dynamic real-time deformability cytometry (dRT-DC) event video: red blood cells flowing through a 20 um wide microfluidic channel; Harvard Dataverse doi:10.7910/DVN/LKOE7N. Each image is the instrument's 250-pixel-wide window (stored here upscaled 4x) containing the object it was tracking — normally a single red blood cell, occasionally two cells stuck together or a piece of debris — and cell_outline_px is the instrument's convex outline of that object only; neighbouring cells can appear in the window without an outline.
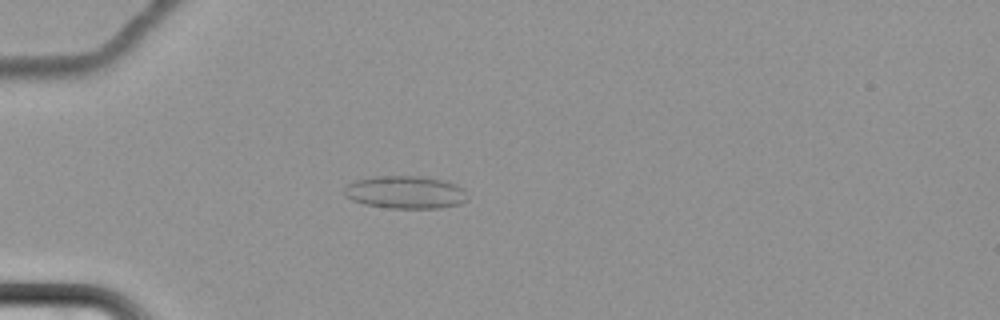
{"species": "common noctule bat (a hibernating species)", "species_latin": "Nyctalus noctula", "temperature_condition": "cold", "stored_images_in_passage": 65, "camera_frame_rate_fps": 3000, "um_per_image_px": 0.085, "animal": {"sex": "female", "body_mass_g": 22.7, "forearm_length_mm": 54.2}, "frame": {"image": 1, "passage_image": 22, "time_ms": 7.0, "image_size_px": [1000, 320], "cell_outline_px": [[468, 200], [460, 204], [440, 208], [388, 208], [364, 204], [352, 200], [344, 196], [344, 188], [348, 184], [356, 180], [376, 176], [420, 176], [444, 180], [456, 184], [464, 188], [468, 196]], "centroid_in_image_um": [34.48, 16.34], "position_along_channel_um": 50.5, "area_um2": 23.76}}
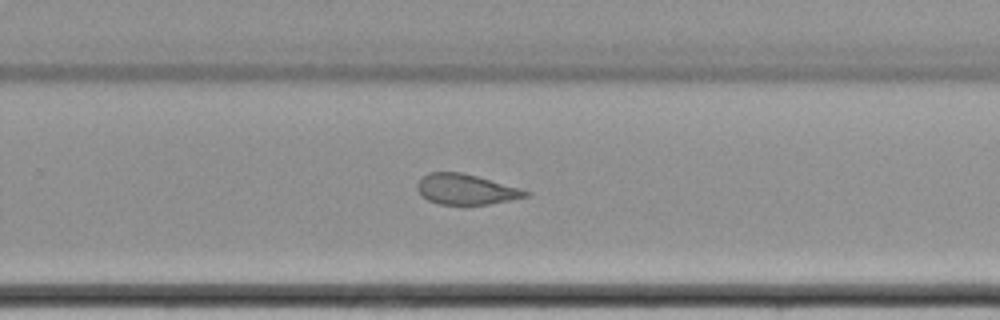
{"frame": {"image": 2, "passage_image": 45, "time_ms": 14.667, "image_size_px": [1000, 320], "cell_outline_px": [[532, 196], [488, 204], [440, 204], [428, 200], [420, 196], [416, 188], [416, 184], [428, 172], [460, 172], [476, 176], [520, 188], [532, 192]], "centroid_in_image_um": [39.61, 16.1], "position_along_channel_um": 290.2, "area_um2": 19.19}}
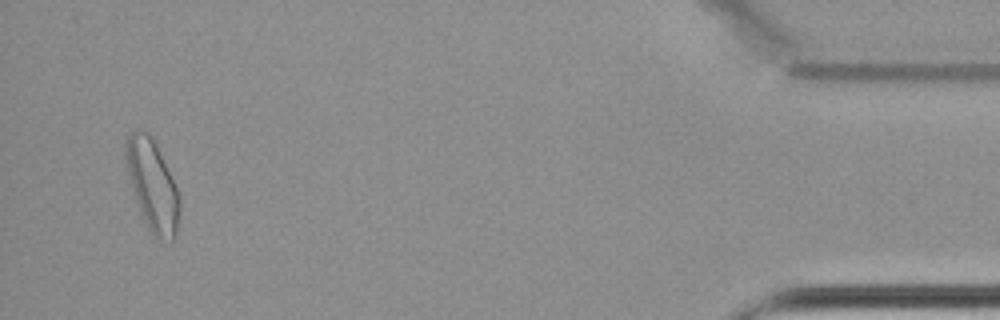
{"frame": {"image": 3, "passage_image": 63, "time_ms": 20.667, "image_size_px": [1000, 320], "cell_outline_px": [[180, 208], [176, 236], [172, 240], [156, 236], [148, 228], [144, 220], [136, 200], [124, 160], [124, 140], [136, 128], [140, 128], [148, 132], [152, 136], [156, 144], [180, 196]], "centroid_in_image_um": [12.93, 15.67], "position_along_channel_um": 422.3, "area_um2": 28.21}, "authors_computed_cell_mechanics": {"area_um2": 22.1374, "velocity_mm_per_s": 3.4338, "shape_relaxation_time_tau1_ms": null, "shape_relaxation_time_tau2_ms": 3.0284, "deformation_change_tau1": null, "deformation_change_tau2": 0.0741}}